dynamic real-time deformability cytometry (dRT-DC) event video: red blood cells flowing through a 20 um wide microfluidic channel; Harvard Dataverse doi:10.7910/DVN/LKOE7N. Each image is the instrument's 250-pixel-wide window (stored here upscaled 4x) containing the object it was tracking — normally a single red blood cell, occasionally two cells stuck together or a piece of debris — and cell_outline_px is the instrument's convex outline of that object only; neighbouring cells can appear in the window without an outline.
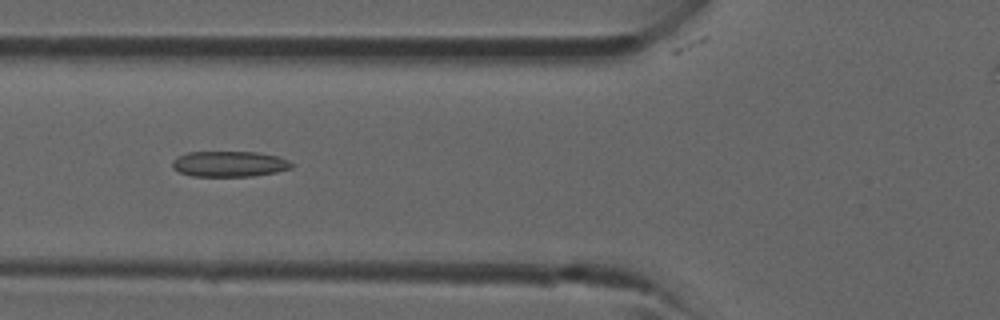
{"species": "common noctule bat (a hibernating species)", "species_latin": "Nyctalus noctula", "temperature_condition": "room temperature", "stored_images_in_passage": 43, "camera_frame_rate_fps": 3000, "um_per_image_px": 0.085, "animal": {"sex": "male", "forearm_length_mm": 52.5}, "frame": {"image": 1, "passage_image": 16, "time_ms": 5.0, "image_size_px": [1000, 320], "cell_outline_px": [[292, 168], [276, 172], [252, 176], [192, 176], [180, 172], [172, 168], [172, 160], [176, 156], [188, 152], [256, 152], [276, 156], [288, 160], [292, 164]], "centroid_in_image_um": [19.45, 13.93], "position_along_channel_um": 106.3, "area_um2": 17.8}}
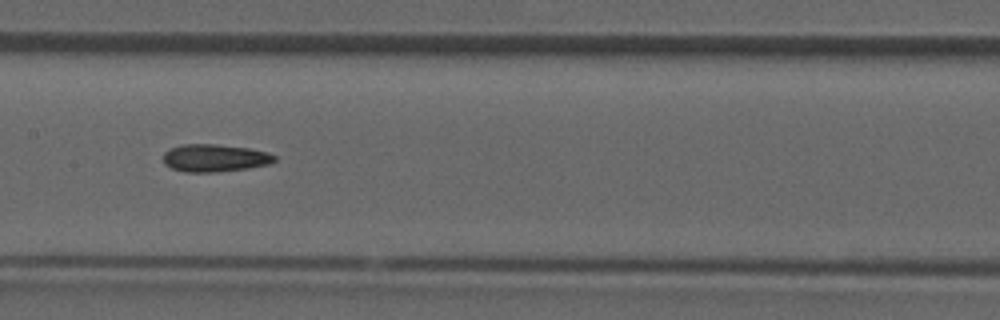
{"frame": {"image": 2, "passage_image": 21, "time_ms": 6.667, "image_size_px": [1000, 320], "cell_outline_px": [[276, 160], [268, 164], [248, 168], [216, 172], [184, 172], [172, 168], [164, 164], [164, 152], [180, 144], [216, 144], [248, 148], [268, 152], [276, 156]], "centroid_in_image_um": [18.25, 13.43], "position_along_channel_um": 189.2, "area_um2": 17.86}}
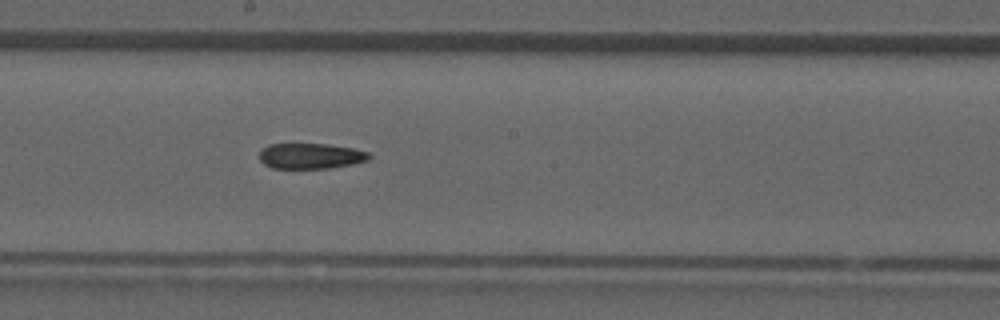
{"frame": {"image": 3, "passage_image": 23, "time_ms": 7.333, "image_size_px": [1000, 320], "cell_outline_px": [[372, 156], [368, 160], [352, 164], [328, 168], [272, 168], [264, 164], [260, 160], [260, 152], [268, 144], [328, 144], [352, 148], [368, 152]], "centroid_in_image_um": [26.41, 13.26], "position_along_channel_um": 221.8, "area_um2": 16.24}}